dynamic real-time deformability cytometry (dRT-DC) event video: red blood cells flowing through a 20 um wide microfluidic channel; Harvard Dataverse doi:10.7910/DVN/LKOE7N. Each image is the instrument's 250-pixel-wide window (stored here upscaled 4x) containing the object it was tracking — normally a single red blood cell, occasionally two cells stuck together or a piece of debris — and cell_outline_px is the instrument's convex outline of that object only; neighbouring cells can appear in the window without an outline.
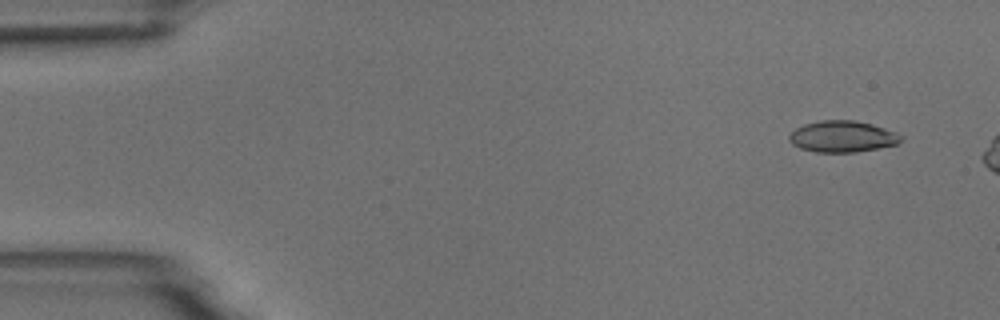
{"species": "common noctule bat (a hibernating species)", "species_latin": "Nyctalus noctula", "temperature_condition": "room temperature", "stored_images_in_passage": 4, "camera_frame_rate_fps": 3000, "um_per_image_px": 0.085, "animal": {"sex": "male", "body_mass_g": 18.8}, "frame": {"image": 1, "passage_image": 2, "time_ms": 1.0, "image_size_px": [1000, 320], "cell_outline_px": [[904, 136], [896, 144], [856, 152], [816, 152], [800, 148], [792, 144], [788, 140], [788, 136], [796, 128], [804, 124], [820, 120], [856, 120], [872, 124], [896, 132]], "centroid_in_image_um": [71.58, 11.59], "position_along_channel_um": 13.4, "area_um2": 20.4}}